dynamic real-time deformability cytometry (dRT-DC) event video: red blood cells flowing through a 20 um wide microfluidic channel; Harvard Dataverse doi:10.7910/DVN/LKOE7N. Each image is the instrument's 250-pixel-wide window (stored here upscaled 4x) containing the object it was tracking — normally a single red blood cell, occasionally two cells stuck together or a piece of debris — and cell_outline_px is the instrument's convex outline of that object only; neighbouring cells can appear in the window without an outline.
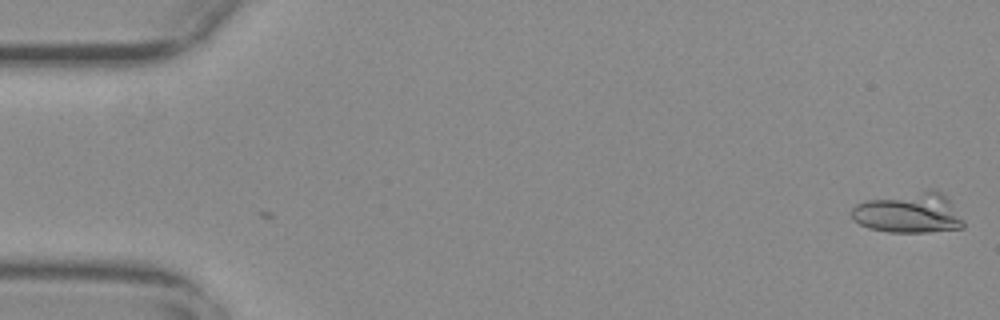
{"species": "common noctule bat (a hibernating species)", "species_latin": "Nyctalus noctula", "temperature_condition": "warm", "stored_images_in_passage": 2, "camera_frame_rate_fps": 3000, "um_per_image_px": 0.085, "animal": {"sex": "female", "body_mass_g": 29.2, "forearm_length_mm": 56.3}, "frame": {"image": 1, "passage_image": 2, "time_ms": 0.333, "image_size_px": [1000, 320], "cell_outline_px": [[964, 228], [928, 232], [888, 232], [868, 228], [852, 220], [852, 208], [856, 204], [864, 200], [932, 188], [940, 192], [948, 200], [964, 220]], "centroid_in_image_um": [77.23, 18.09], "position_along_channel_um": 7.8, "area_um2": 26.47}}